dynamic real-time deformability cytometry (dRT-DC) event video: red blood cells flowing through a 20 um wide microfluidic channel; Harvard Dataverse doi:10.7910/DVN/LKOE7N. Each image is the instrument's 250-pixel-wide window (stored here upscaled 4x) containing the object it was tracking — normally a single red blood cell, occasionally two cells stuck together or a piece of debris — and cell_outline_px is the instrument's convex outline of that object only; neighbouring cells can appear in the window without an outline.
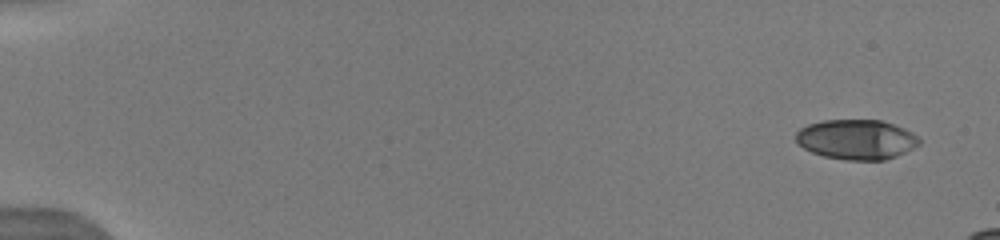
{"species": "human", "species_latin": "Homo sapiens", "temperature_condition": "warm", "stored_images_in_passage": 9, "camera_frame_rate_fps": 3000, "um_per_image_px": 0.085, "donor": {"sex": "male"}, "frame": {"image": 1, "passage_image": 1, "time_ms": 0.0, "image_size_px": [1000, 240], "cell_outline_px": [[920, 144], [896, 156], [884, 160], [844, 160], [824, 156], [812, 152], [804, 148], [796, 140], [796, 132], [800, 128], [808, 124], [824, 120], [880, 120], [904, 128], [916, 136], [920, 140]], "centroid_in_image_um": [72.78, 11.85], "position_along_channel_um": 12.2, "area_um2": 28.5}}